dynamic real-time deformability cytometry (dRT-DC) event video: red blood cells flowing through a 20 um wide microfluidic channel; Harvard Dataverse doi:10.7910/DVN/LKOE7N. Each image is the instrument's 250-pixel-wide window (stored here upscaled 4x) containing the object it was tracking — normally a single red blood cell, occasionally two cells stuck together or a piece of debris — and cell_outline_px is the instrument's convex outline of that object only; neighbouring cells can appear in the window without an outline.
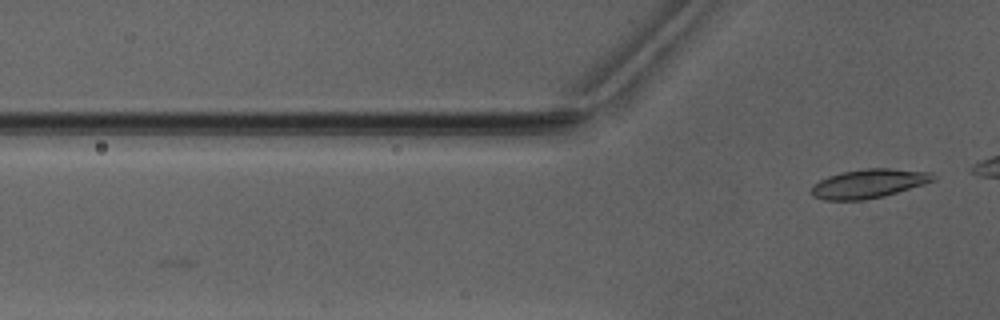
{"species": "Egyptian fruit bat (a non-hibernating species)", "species_latin": "Rousettus aegyptiacus", "temperature_condition": "warm", "stored_images_in_passage": 2, "camera_frame_rate_fps": 3000, "um_per_image_px": 0.085, "animal": {"sex": "male"}, "frame": {"image": 1, "passage_image": 2, "time_ms": 1.0, "image_size_px": [1000, 320], "cell_outline_px": [[936, 180], [924, 184], [884, 196], [864, 200], [824, 200], [812, 196], [808, 192], [812, 184], [828, 176], [844, 172], [868, 168], [888, 168], [932, 172], [936, 176]], "centroid_in_image_um": [73.82, 15.61], "position_along_channel_um": 52.0, "area_um2": 20.69}}